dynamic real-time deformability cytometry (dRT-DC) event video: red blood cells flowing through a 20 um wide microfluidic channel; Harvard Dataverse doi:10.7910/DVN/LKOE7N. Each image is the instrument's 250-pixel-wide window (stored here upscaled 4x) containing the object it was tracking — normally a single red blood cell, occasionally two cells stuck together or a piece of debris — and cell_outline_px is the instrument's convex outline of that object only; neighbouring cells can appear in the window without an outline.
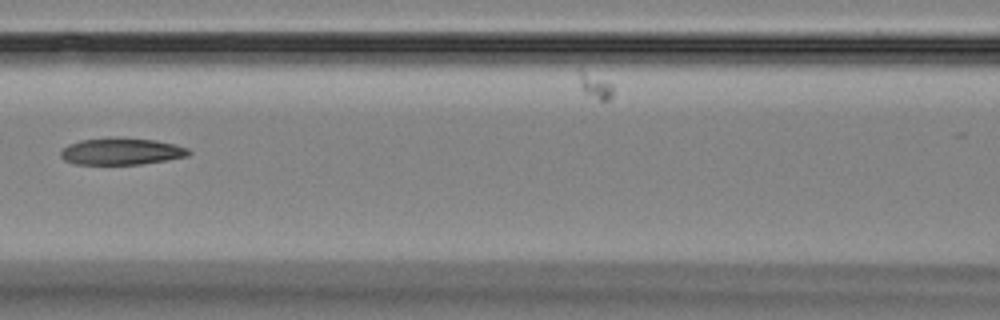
{"species": "Egyptian fruit bat (a non-hibernating species)", "species_latin": "Rousettus aegyptiacus", "temperature_condition": "room temperature", "stored_images_in_passage": 13, "camera_frame_rate_fps": 3000, "um_per_image_px": 0.085, "animal": {"sex": "female"}, "frame": {"image": 1, "passage_image": 8, "time_ms": 8.0, "image_size_px": [1000, 320], "cell_outline_px": [[192, 152], [188, 156], [168, 160], [140, 164], [76, 164], [64, 160], [60, 156], [60, 152], [68, 144], [80, 140], [156, 140], [188, 148]], "centroid_in_image_um": [10.34, 12.91], "position_along_channel_um": 156.3, "area_um2": 19.13}}